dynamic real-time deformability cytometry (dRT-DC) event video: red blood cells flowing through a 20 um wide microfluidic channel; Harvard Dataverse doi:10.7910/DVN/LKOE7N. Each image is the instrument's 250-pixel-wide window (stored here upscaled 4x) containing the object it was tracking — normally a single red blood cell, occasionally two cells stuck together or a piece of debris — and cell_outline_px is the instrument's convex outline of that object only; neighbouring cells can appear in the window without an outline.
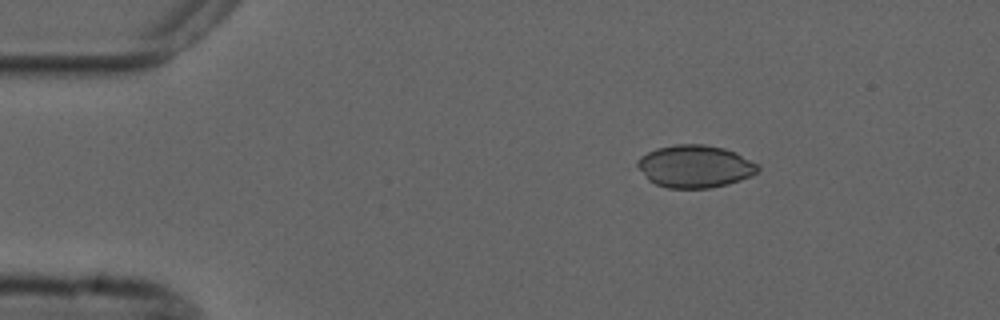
{"species": "common noctule bat (a hibernating species)", "species_latin": "Nyctalus noctula", "temperature_condition": "cold", "stored_images_in_passage": 3, "camera_frame_rate_fps": 3000, "um_per_image_px": 0.085, "animal": {"sex": "male", "forearm_length_mm": 52.5}, "frame": {"image": 1, "passage_image": 1, "time_ms": 0.0, "image_size_px": [1000, 320], "cell_outline_px": [[760, 172], [752, 176], [728, 184], [708, 188], [668, 188], [656, 184], [648, 180], [636, 168], [636, 160], [640, 156], [656, 148], [676, 144], [704, 144], [724, 148], [736, 152], [760, 164]], "centroid_in_image_um": [59.08, 14.14], "position_along_channel_um": 25.9, "area_um2": 30.35}}